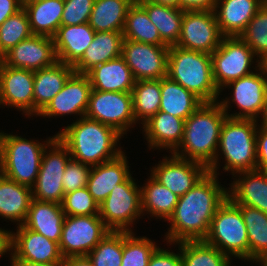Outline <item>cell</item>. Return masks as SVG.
I'll return each mask as SVG.
<instances>
[{
    "instance_id": "cell-52",
    "label": "cell",
    "mask_w": 267,
    "mask_h": 266,
    "mask_svg": "<svg viewBox=\"0 0 267 266\" xmlns=\"http://www.w3.org/2000/svg\"><path fill=\"white\" fill-rule=\"evenodd\" d=\"M64 266H93L88 256H71L65 258Z\"/></svg>"
},
{
    "instance_id": "cell-43",
    "label": "cell",
    "mask_w": 267,
    "mask_h": 266,
    "mask_svg": "<svg viewBox=\"0 0 267 266\" xmlns=\"http://www.w3.org/2000/svg\"><path fill=\"white\" fill-rule=\"evenodd\" d=\"M157 245L147 237H135L134 232L123 231L121 266H148Z\"/></svg>"
},
{
    "instance_id": "cell-21",
    "label": "cell",
    "mask_w": 267,
    "mask_h": 266,
    "mask_svg": "<svg viewBox=\"0 0 267 266\" xmlns=\"http://www.w3.org/2000/svg\"><path fill=\"white\" fill-rule=\"evenodd\" d=\"M265 1L217 0L214 12L222 35L224 37L240 36Z\"/></svg>"
},
{
    "instance_id": "cell-54",
    "label": "cell",
    "mask_w": 267,
    "mask_h": 266,
    "mask_svg": "<svg viewBox=\"0 0 267 266\" xmlns=\"http://www.w3.org/2000/svg\"><path fill=\"white\" fill-rule=\"evenodd\" d=\"M150 1L157 3V4L164 5V6L180 8L179 0H150Z\"/></svg>"
},
{
    "instance_id": "cell-57",
    "label": "cell",
    "mask_w": 267,
    "mask_h": 266,
    "mask_svg": "<svg viewBox=\"0 0 267 266\" xmlns=\"http://www.w3.org/2000/svg\"><path fill=\"white\" fill-rule=\"evenodd\" d=\"M261 66L267 72V56L261 61Z\"/></svg>"
},
{
    "instance_id": "cell-18",
    "label": "cell",
    "mask_w": 267,
    "mask_h": 266,
    "mask_svg": "<svg viewBox=\"0 0 267 266\" xmlns=\"http://www.w3.org/2000/svg\"><path fill=\"white\" fill-rule=\"evenodd\" d=\"M0 60L10 67L32 71L50 67L57 62L54 40L47 36L32 35L11 48Z\"/></svg>"
},
{
    "instance_id": "cell-30",
    "label": "cell",
    "mask_w": 267,
    "mask_h": 266,
    "mask_svg": "<svg viewBox=\"0 0 267 266\" xmlns=\"http://www.w3.org/2000/svg\"><path fill=\"white\" fill-rule=\"evenodd\" d=\"M33 194L31 187L13 181L0 173V216L22 225L26 220Z\"/></svg>"
},
{
    "instance_id": "cell-41",
    "label": "cell",
    "mask_w": 267,
    "mask_h": 266,
    "mask_svg": "<svg viewBox=\"0 0 267 266\" xmlns=\"http://www.w3.org/2000/svg\"><path fill=\"white\" fill-rule=\"evenodd\" d=\"M239 37L252 49L254 55L259 57L257 62L261 63L267 56V0Z\"/></svg>"
},
{
    "instance_id": "cell-44",
    "label": "cell",
    "mask_w": 267,
    "mask_h": 266,
    "mask_svg": "<svg viewBox=\"0 0 267 266\" xmlns=\"http://www.w3.org/2000/svg\"><path fill=\"white\" fill-rule=\"evenodd\" d=\"M61 205L65 216L99 215V204L87 187L66 193Z\"/></svg>"
},
{
    "instance_id": "cell-48",
    "label": "cell",
    "mask_w": 267,
    "mask_h": 266,
    "mask_svg": "<svg viewBox=\"0 0 267 266\" xmlns=\"http://www.w3.org/2000/svg\"><path fill=\"white\" fill-rule=\"evenodd\" d=\"M257 169L267 172V128L259 126L256 131Z\"/></svg>"
},
{
    "instance_id": "cell-23",
    "label": "cell",
    "mask_w": 267,
    "mask_h": 266,
    "mask_svg": "<svg viewBox=\"0 0 267 266\" xmlns=\"http://www.w3.org/2000/svg\"><path fill=\"white\" fill-rule=\"evenodd\" d=\"M94 36L95 31L88 23L60 26L53 37L57 61L74 66Z\"/></svg>"
},
{
    "instance_id": "cell-33",
    "label": "cell",
    "mask_w": 267,
    "mask_h": 266,
    "mask_svg": "<svg viewBox=\"0 0 267 266\" xmlns=\"http://www.w3.org/2000/svg\"><path fill=\"white\" fill-rule=\"evenodd\" d=\"M147 12L150 21L158 29L161 39L168 45H176L181 33L184 10L154 3L150 0H136Z\"/></svg>"
},
{
    "instance_id": "cell-19",
    "label": "cell",
    "mask_w": 267,
    "mask_h": 266,
    "mask_svg": "<svg viewBox=\"0 0 267 266\" xmlns=\"http://www.w3.org/2000/svg\"><path fill=\"white\" fill-rule=\"evenodd\" d=\"M92 90L86 74L74 72L48 105L38 114L43 117L79 114L85 117Z\"/></svg>"
},
{
    "instance_id": "cell-6",
    "label": "cell",
    "mask_w": 267,
    "mask_h": 266,
    "mask_svg": "<svg viewBox=\"0 0 267 266\" xmlns=\"http://www.w3.org/2000/svg\"><path fill=\"white\" fill-rule=\"evenodd\" d=\"M258 120L226 117L218 150L225 157V171L232 175L257 169L256 131Z\"/></svg>"
},
{
    "instance_id": "cell-56",
    "label": "cell",
    "mask_w": 267,
    "mask_h": 266,
    "mask_svg": "<svg viewBox=\"0 0 267 266\" xmlns=\"http://www.w3.org/2000/svg\"><path fill=\"white\" fill-rule=\"evenodd\" d=\"M254 262H261V266H267V252L265 254H262L258 259H256Z\"/></svg>"
},
{
    "instance_id": "cell-13",
    "label": "cell",
    "mask_w": 267,
    "mask_h": 266,
    "mask_svg": "<svg viewBox=\"0 0 267 266\" xmlns=\"http://www.w3.org/2000/svg\"><path fill=\"white\" fill-rule=\"evenodd\" d=\"M223 37L214 10H185L176 46L211 55Z\"/></svg>"
},
{
    "instance_id": "cell-14",
    "label": "cell",
    "mask_w": 267,
    "mask_h": 266,
    "mask_svg": "<svg viewBox=\"0 0 267 266\" xmlns=\"http://www.w3.org/2000/svg\"><path fill=\"white\" fill-rule=\"evenodd\" d=\"M256 65L261 74L253 72L242 78L230 81L224 86L225 88L226 86H232L233 96L231 100L240 108L239 113L228 114L230 99H223L219 104L227 117L258 120L257 116L261 115L267 95V72L263 69L261 63Z\"/></svg>"
},
{
    "instance_id": "cell-1",
    "label": "cell",
    "mask_w": 267,
    "mask_h": 266,
    "mask_svg": "<svg viewBox=\"0 0 267 266\" xmlns=\"http://www.w3.org/2000/svg\"><path fill=\"white\" fill-rule=\"evenodd\" d=\"M217 175L207 172L196 184L179 197L166 240L175 244L181 241L204 240L218 207L227 199V188L219 185Z\"/></svg>"
},
{
    "instance_id": "cell-46",
    "label": "cell",
    "mask_w": 267,
    "mask_h": 266,
    "mask_svg": "<svg viewBox=\"0 0 267 266\" xmlns=\"http://www.w3.org/2000/svg\"><path fill=\"white\" fill-rule=\"evenodd\" d=\"M95 0H66L61 16V26L88 23Z\"/></svg>"
},
{
    "instance_id": "cell-50",
    "label": "cell",
    "mask_w": 267,
    "mask_h": 266,
    "mask_svg": "<svg viewBox=\"0 0 267 266\" xmlns=\"http://www.w3.org/2000/svg\"><path fill=\"white\" fill-rule=\"evenodd\" d=\"M217 0H179L182 10H214Z\"/></svg>"
},
{
    "instance_id": "cell-16",
    "label": "cell",
    "mask_w": 267,
    "mask_h": 266,
    "mask_svg": "<svg viewBox=\"0 0 267 266\" xmlns=\"http://www.w3.org/2000/svg\"><path fill=\"white\" fill-rule=\"evenodd\" d=\"M34 71L13 68L0 60V105L15 107L34 115Z\"/></svg>"
},
{
    "instance_id": "cell-11",
    "label": "cell",
    "mask_w": 267,
    "mask_h": 266,
    "mask_svg": "<svg viewBox=\"0 0 267 266\" xmlns=\"http://www.w3.org/2000/svg\"><path fill=\"white\" fill-rule=\"evenodd\" d=\"M85 117L111 126L120 134H126L128 127L136 124L131 92L92 89Z\"/></svg>"
},
{
    "instance_id": "cell-3",
    "label": "cell",
    "mask_w": 267,
    "mask_h": 266,
    "mask_svg": "<svg viewBox=\"0 0 267 266\" xmlns=\"http://www.w3.org/2000/svg\"><path fill=\"white\" fill-rule=\"evenodd\" d=\"M121 136L113 127L87 117H80L57 134L68 147L72 159L90 166L112 160L123 153L121 147H115Z\"/></svg>"
},
{
    "instance_id": "cell-32",
    "label": "cell",
    "mask_w": 267,
    "mask_h": 266,
    "mask_svg": "<svg viewBox=\"0 0 267 266\" xmlns=\"http://www.w3.org/2000/svg\"><path fill=\"white\" fill-rule=\"evenodd\" d=\"M203 102L183 86L169 79L161 78L160 110L186 120Z\"/></svg>"
},
{
    "instance_id": "cell-28",
    "label": "cell",
    "mask_w": 267,
    "mask_h": 266,
    "mask_svg": "<svg viewBox=\"0 0 267 266\" xmlns=\"http://www.w3.org/2000/svg\"><path fill=\"white\" fill-rule=\"evenodd\" d=\"M73 66L55 62L52 66L34 71V114L38 115L61 91L68 78L74 73Z\"/></svg>"
},
{
    "instance_id": "cell-22",
    "label": "cell",
    "mask_w": 267,
    "mask_h": 266,
    "mask_svg": "<svg viewBox=\"0 0 267 266\" xmlns=\"http://www.w3.org/2000/svg\"><path fill=\"white\" fill-rule=\"evenodd\" d=\"M121 153L116 158L92 166L87 189L100 205L114 189V185L124 183L130 176L127 156Z\"/></svg>"
},
{
    "instance_id": "cell-17",
    "label": "cell",
    "mask_w": 267,
    "mask_h": 266,
    "mask_svg": "<svg viewBox=\"0 0 267 266\" xmlns=\"http://www.w3.org/2000/svg\"><path fill=\"white\" fill-rule=\"evenodd\" d=\"M158 166L151 169V176L174 194L181 197L189 191L207 172L201 163L182 159L172 154L164 157Z\"/></svg>"
},
{
    "instance_id": "cell-20",
    "label": "cell",
    "mask_w": 267,
    "mask_h": 266,
    "mask_svg": "<svg viewBox=\"0 0 267 266\" xmlns=\"http://www.w3.org/2000/svg\"><path fill=\"white\" fill-rule=\"evenodd\" d=\"M11 259L33 263H64L59 244L23 225L12 233Z\"/></svg>"
},
{
    "instance_id": "cell-8",
    "label": "cell",
    "mask_w": 267,
    "mask_h": 266,
    "mask_svg": "<svg viewBox=\"0 0 267 266\" xmlns=\"http://www.w3.org/2000/svg\"><path fill=\"white\" fill-rule=\"evenodd\" d=\"M134 181L130 176L124 183L114 185L99 205V216L110 231L131 232L129 225L132 226L142 214L141 188Z\"/></svg>"
},
{
    "instance_id": "cell-24",
    "label": "cell",
    "mask_w": 267,
    "mask_h": 266,
    "mask_svg": "<svg viewBox=\"0 0 267 266\" xmlns=\"http://www.w3.org/2000/svg\"><path fill=\"white\" fill-rule=\"evenodd\" d=\"M237 174H240L239 179L234 180L231 190L227 191L228 198L236 205H247L267 213V172L256 169Z\"/></svg>"
},
{
    "instance_id": "cell-37",
    "label": "cell",
    "mask_w": 267,
    "mask_h": 266,
    "mask_svg": "<svg viewBox=\"0 0 267 266\" xmlns=\"http://www.w3.org/2000/svg\"><path fill=\"white\" fill-rule=\"evenodd\" d=\"M131 94L135 120L143 125L160 110L161 79L135 81Z\"/></svg>"
},
{
    "instance_id": "cell-55",
    "label": "cell",
    "mask_w": 267,
    "mask_h": 266,
    "mask_svg": "<svg viewBox=\"0 0 267 266\" xmlns=\"http://www.w3.org/2000/svg\"><path fill=\"white\" fill-rule=\"evenodd\" d=\"M263 116V117H262ZM261 125L260 126H263L265 128H267V95H266V101H265V104H264V107H263V111L261 113Z\"/></svg>"
},
{
    "instance_id": "cell-15",
    "label": "cell",
    "mask_w": 267,
    "mask_h": 266,
    "mask_svg": "<svg viewBox=\"0 0 267 266\" xmlns=\"http://www.w3.org/2000/svg\"><path fill=\"white\" fill-rule=\"evenodd\" d=\"M168 45H154L123 39L121 56L135 81L167 77Z\"/></svg>"
},
{
    "instance_id": "cell-47",
    "label": "cell",
    "mask_w": 267,
    "mask_h": 266,
    "mask_svg": "<svg viewBox=\"0 0 267 266\" xmlns=\"http://www.w3.org/2000/svg\"><path fill=\"white\" fill-rule=\"evenodd\" d=\"M148 266H182L181 253L158 248L151 255Z\"/></svg>"
},
{
    "instance_id": "cell-5",
    "label": "cell",
    "mask_w": 267,
    "mask_h": 266,
    "mask_svg": "<svg viewBox=\"0 0 267 266\" xmlns=\"http://www.w3.org/2000/svg\"><path fill=\"white\" fill-rule=\"evenodd\" d=\"M46 144L0 132V173L19 184L32 187L37 179Z\"/></svg>"
},
{
    "instance_id": "cell-42",
    "label": "cell",
    "mask_w": 267,
    "mask_h": 266,
    "mask_svg": "<svg viewBox=\"0 0 267 266\" xmlns=\"http://www.w3.org/2000/svg\"><path fill=\"white\" fill-rule=\"evenodd\" d=\"M123 231H109L87 255L93 266H121Z\"/></svg>"
},
{
    "instance_id": "cell-31",
    "label": "cell",
    "mask_w": 267,
    "mask_h": 266,
    "mask_svg": "<svg viewBox=\"0 0 267 266\" xmlns=\"http://www.w3.org/2000/svg\"><path fill=\"white\" fill-rule=\"evenodd\" d=\"M33 35L53 38L61 26L64 0H30L23 2Z\"/></svg>"
},
{
    "instance_id": "cell-7",
    "label": "cell",
    "mask_w": 267,
    "mask_h": 266,
    "mask_svg": "<svg viewBox=\"0 0 267 266\" xmlns=\"http://www.w3.org/2000/svg\"><path fill=\"white\" fill-rule=\"evenodd\" d=\"M204 241L229 258L249 260V240L241 209L228 197L216 210Z\"/></svg>"
},
{
    "instance_id": "cell-4",
    "label": "cell",
    "mask_w": 267,
    "mask_h": 266,
    "mask_svg": "<svg viewBox=\"0 0 267 266\" xmlns=\"http://www.w3.org/2000/svg\"><path fill=\"white\" fill-rule=\"evenodd\" d=\"M167 77L203 103L216 102L221 93L214 83L211 55L207 53L169 46Z\"/></svg>"
},
{
    "instance_id": "cell-29",
    "label": "cell",
    "mask_w": 267,
    "mask_h": 266,
    "mask_svg": "<svg viewBox=\"0 0 267 266\" xmlns=\"http://www.w3.org/2000/svg\"><path fill=\"white\" fill-rule=\"evenodd\" d=\"M123 39L122 32H95L82 58L73 66L74 71L86 74L93 67L121 56Z\"/></svg>"
},
{
    "instance_id": "cell-2",
    "label": "cell",
    "mask_w": 267,
    "mask_h": 266,
    "mask_svg": "<svg viewBox=\"0 0 267 266\" xmlns=\"http://www.w3.org/2000/svg\"><path fill=\"white\" fill-rule=\"evenodd\" d=\"M226 117L218 100L202 103L185 120L182 141L172 154L201 163L209 172L219 175L217 149L221 127Z\"/></svg>"
},
{
    "instance_id": "cell-12",
    "label": "cell",
    "mask_w": 267,
    "mask_h": 266,
    "mask_svg": "<svg viewBox=\"0 0 267 266\" xmlns=\"http://www.w3.org/2000/svg\"><path fill=\"white\" fill-rule=\"evenodd\" d=\"M109 231L99 215L65 216L59 243L62 256H87Z\"/></svg>"
},
{
    "instance_id": "cell-27",
    "label": "cell",
    "mask_w": 267,
    "mask_h": 266,
    "mask_svg": "<svg viewBox=\"0 0 267 266\" xmlns=\"http://www.w3.org/2000/svg\"><path fill=\"white\" fill-rule=\"evenodd\" d=\"M184 124V119L158 111L143 124L149 147L171 149L172 154L182 141Z\"/></svg>"
},
{
    "instance_id": "cell-26",
    "label": "cell",
    "mask_w": 267,
    "mask_h": 266,
    "mask_svg": "<svg viewBox=\"0 0 267 266\" xmlns=\"http://www.w3.org/2000/svg\"><path fill=\"white\" fill-rule=\"evenodd\" d=\"M92 89L99 91L131 92L135 79L124 58L119 56L89 70Z\"/></svg>"
},
{
    "instance_id": "cell-9",
    "label": "cell",
    "mask_w": 267,
    "mask_h": 266,
    "mask_svg": "<svg viewBox=\"0 0 267 266\" xmlns=\"http://www.w3.org/2000/svg\"><path fill=\"white\" fill-rule=\"evenodd\" d=\"M70 159L68 147L56 136L43 152L37 179L31 187L34 199L62 204L65 195L62 179Z\"/></svg>"
},
{
    "instance_id": "cell-39",
    "label": "cell",
    "mask_w": 267,
    "mask_h": 266,
    "mask_svg": "<svg viewBox=\"0 0 267 266\" xmlns=\"http://www.w3.org/2000/svg\"><path fill=\"white\" fill-rule=\"evenodd\" d=\"M247 229L249 260L255 261L267 252V213L247 205H237Z\"/></svg>"
},
{
    "instance_id": "cell-45",
    "label": "cell",
    "mask_w": 267,
    "mask_h": 266,
    "mask_svg": "<svg viewBox=\"0 0 267 266\" xmlns=\"http://www.w3.org/2000/svg\"><path fill=\"white\" fill-rule=\"evenodd\" d=\"M92 166L70 159L67 163L62 179L64 193L87 187Z\"/></svg>"
},
{
    "instance_id": "cell-34",
    "label": "cell",
    "mask_w": 267,
    "mask_h": 266,
    "mask_svg": "<svg viewBox=\"0 0 267 266\" xmlns=\"http://www.w3.org/2000/svg\"><path fill=\"white\" fill-rule=\"evenodd\" d=\"M135 0H95L88 24L95 32H122L130 6Z\"/></svg>"
},
{
    "instance_id": "cell-49",
    "label": "cell",
    "mask_w": 267,
    "mask_h": 266,
    "mask_svg": "<svg viewBox=\"0 0 267 266\" xmlns=\"http://www.w3.org/2000/svg\"><path fill=\"white\" fill-rule=\"evenodd\" d=\"M22 8V0H0V25Z\"/></svg>"
},
{
    "instance_id": "cell-35",
    "label": "cell",
    "mask_w": 267,
    "mask_h": 266,
    "mask_svg": "<svg viewBox=\"0 0 267 266\" xmlns=\"http://www.w3.org/2000/svg\"><path fill=\"white\" fill-rule=\"evenodd\" d=\"M141 188V209L151 216L168 219L173 215L179 196L166 186L156 181L152 176Z\"/></svg>"
},
{
    "instance_id": "cell-10",
    "label": "cell",
    "mask_w": 267,
    "mask_h": 266,
    "mask_svg": "<svg viewBox=\"0 0 267 266\" xmlns=\"http://www.w3.org/2000/svg\"><path fill=\"white\" fill-rule=\"evenodd\" d=\"M254 57L252 49L239 36L223 37L211 54L213 80L218 90L230 81L253 73L250 66Z\"/></svg>"
},
{
    "instance_id": "cell-40",
    "label": "cell",
    "mask_w": 267,
    "mask_h": 266,
    "mask_svg": "<svg viewBox=\"0 0 267 266\" xmlns=\"http://www.w3.org/2000/svg\"><path fill=\"white\" fill-rule=\"evenodd\" d=\"M32 35L27 12L22 8L0 25V58Z\"/></svg>"
},
{
    "instance_id": "cell-51",
    "label": "cell",
    "mask_w": 267,
    "mask_h": 266,
    "mask_svg": "<svg viewBox=\"0 0 267 266\" xmlns=\"http://www.w3.org/2000/svg\"><path fill=\"white\" fill-rule=\"evenodd\" d=\"M12 250V232L0 228V256Z\"/></svg>"
},
{
    "instance_id": "cell-53",
    "label": "cell",
    "mask_w": 267,
    "mask_h": 266,
    "mask_svg": "<svg viewBox=\"0 0 267 266\" xmlns=\"http://www.w3.org/2000/svg\"><path fill=\"white\" fill-rule=\"evenodd\" d=\"M10 266H64V263H33L21 259H11Z\"/></svg>"
},
{
    "instance_id": "cell-25",
    "label": "cell",
    "mask_w": 267,
    "mask_h": 266,
    "mask_svg": "<svg viewBox=\"0 0 267 266\" xmlns=\"http://www.w3.org/2000/svg\"><path fill=\"white\" fill-rule=\"evenodd\" d=\"M64 218L65 213L61 204L33 198L22 225L59 244Z\"/></svg>"
},
{
    "instance_id": "cell-38",
    "label": "cell",
    "mask_w": 267,
    "mask_h": 266,
    "mask_svg": "<svg viewBox=\"0 0 267 266\" xmlns=\"http://www.w3.org/2000/svg\"><path fill=\"white\" fill-rule=\"evenodd\" d=\"M176 244L179 245L182 266H229L231 264V258L204 240L181 241Z\"/></svg>"
},
{
    "instance_id": "cell-36",
    "label": "cell",
    "mask_w": 267,
    "mask_h": 266,
    "mask_svg": "<svg viewBox=\"0 0 267 266\" xmlns=\"http://www.w3.org/2000/svg\"><path fill=\"white\" fill-rule=\"evenodd\" d=\"M122 34L124 39L136 42L167 45L161 39L156 26L150 21L146 10L136 0L127 12Z\"/></svg>"
}]
</instances>
